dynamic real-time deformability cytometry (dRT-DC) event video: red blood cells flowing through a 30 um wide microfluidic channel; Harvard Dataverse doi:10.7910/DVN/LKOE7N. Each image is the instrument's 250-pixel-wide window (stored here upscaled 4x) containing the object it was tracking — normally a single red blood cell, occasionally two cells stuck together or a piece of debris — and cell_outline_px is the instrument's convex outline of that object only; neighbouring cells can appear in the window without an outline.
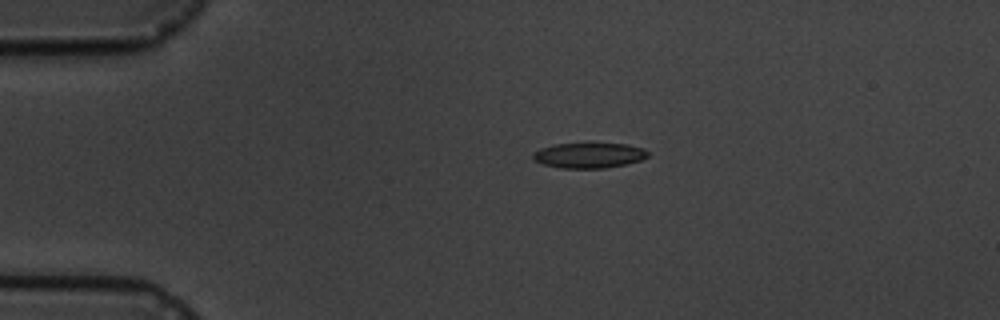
{"species": "common noctule bat (a hibernating species)", "species_latin": "Nyctalus noctula", "temperature_condition": "cold", "stored_images_in_passage": 6, "camera_frame_rate_fps": 3000, "um_per_image_px": 0.085, "animal": {"sex": "male", "body_mass_g": 19.5, "forearm_length_mm": 54.6}, "frame": {"image": 1, "passage_image": 1, "time_ms": 0.0, "image_size_px": [1000, 320], "cell_outline_px": [[648, 156], [640, 160], [624, 164], [604, 168], [560, 168], [544, 164], [532, 160], [532, 156], [540, 148], [552, 144], [584, 140], [592, 140], [628, 144], [644, 148], [648, 152]], "centroid_in_image_um": [50.05, 13.13], "position_along_channel_um": 34.9, "area_um2": 17.98}}
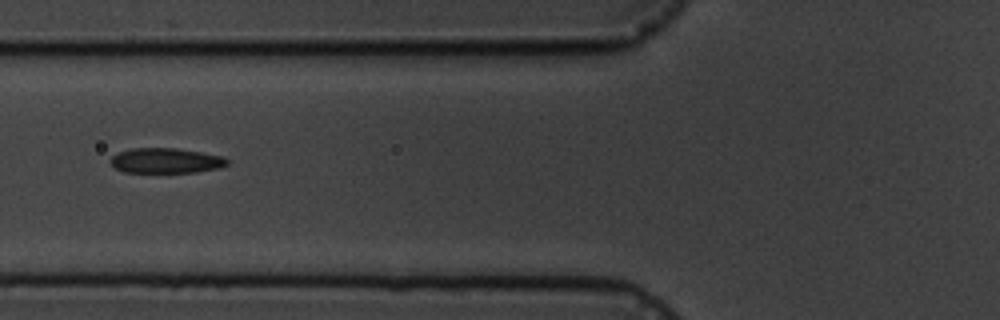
{"frame": {"image": 2, "passage_image": 4, "time_ms": 3.333, "image_size_px": [1000, 320], "cell_outline_px": [[228, 164], [220, 168], [196, 172], [124, 172], [116, 168], [108, 160], [112, 156], [120, 152], [132, 148], [176, 148], [224, 156], [228, 160]], "centroid_in_image_um": [14.12, 13.65], "position_along_channel_um": 111.7, "area_um2": 17.05}}
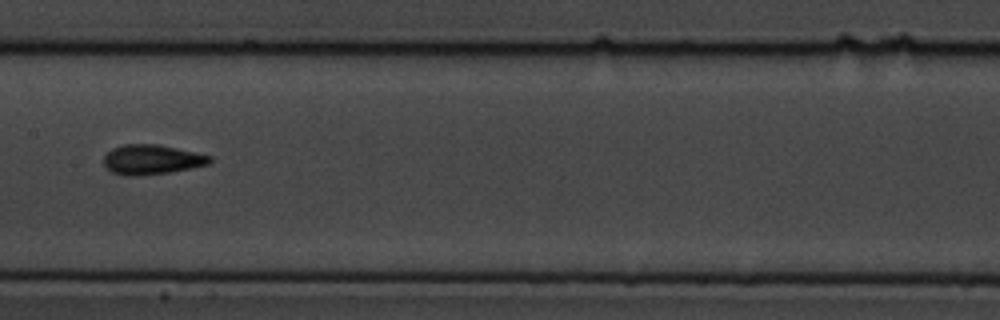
{"frame": {"image": 3, "passage_image": 6, "time_ms": 5.667, "image_size_px": [1000, 320], "cell_outline_px": [[212, 160], [208, 164], [168, 172], [112, 172], [104, 164], [104, 156], [112, 148], [124, 144], [160, 144], [212, 156]], "centroid_in_image_um": [12.95, 13.48], "position_along_channel_um": 194.4, "area_um2": 17.28}}